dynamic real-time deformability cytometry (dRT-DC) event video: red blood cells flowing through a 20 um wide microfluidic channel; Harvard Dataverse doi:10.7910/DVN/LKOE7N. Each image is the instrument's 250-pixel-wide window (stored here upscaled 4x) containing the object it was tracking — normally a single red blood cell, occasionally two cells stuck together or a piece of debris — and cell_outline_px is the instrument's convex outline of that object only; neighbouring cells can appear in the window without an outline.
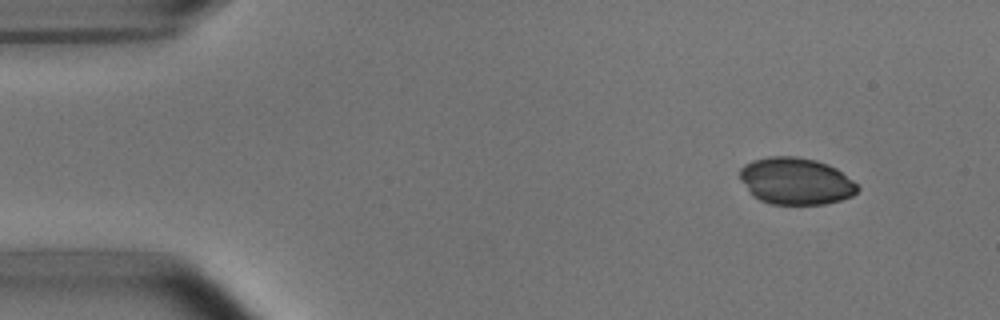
{"species": "common noctule bat (a hibernating species)", "species_latin": "Nyctalus noctula", "temperature_condition": "room temperature", "stored_images_in_passage": 3, "camera_frame_rate_fps": 3000, "um_per_image_px": 0.085, "animal": {"sex": "male", "body_mass_g": 15.6}, "frame": {"image": 1, "passage_image": 1, "time_ms": 0.0, "image_size_px": [1000, 320], "cell_outline_px": [[860, 188], [852, 196], [840, 200], [824, 204], [772, 204], [760, 200], [752, 196], [740, 180], [740, 168], [744, 164], [752, 160], [768, 156], [796, 156], [816, 160], [828, 164], [836, 168], [852, 180]], "centroid_in_image_um": [67.62, 15.38], "position_along_channel_um": 17.4, "area_um2": 32.31}}